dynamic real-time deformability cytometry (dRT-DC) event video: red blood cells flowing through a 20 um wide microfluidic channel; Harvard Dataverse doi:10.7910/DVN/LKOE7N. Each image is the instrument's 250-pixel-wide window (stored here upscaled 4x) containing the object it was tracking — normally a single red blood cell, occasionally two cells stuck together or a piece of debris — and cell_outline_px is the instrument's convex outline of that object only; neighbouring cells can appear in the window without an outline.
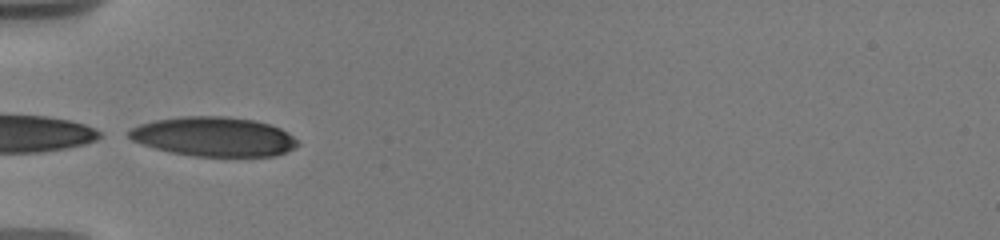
{"species": "human", "species_latin": "Homo sapiens", "temperature_condition": "warm", "stored_images_in_passage": 20, "camera_frame_rate_fps": 3000, "um_per_image_px": 0.085, "donor": {"sex": "male"}, "frame": {"image": 1, "passage_image": 1, "time_ms": 0.0, "image_size_px": [1000, 240], "cell_outline_px": [[300, 144], [296, 148], [276, 156], [192, 156], [172, 152], [140, 144], [132, 140], [128, 136], [128, 132], [132, 128], [140, 124], [156, 120], [180, 116], [228, 116], [256, 120], [272, 124], [288, 132]], "centroid_in_image_um": [18.21, 11.61], "position_along_channel_um": 66.8, "area_um2": 38.96}}
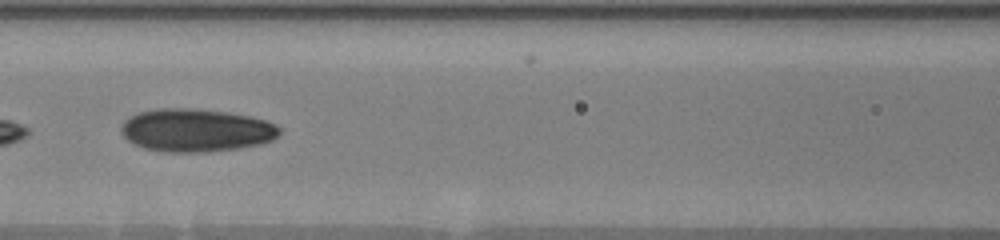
{"frame": {"image": 2, "passage_image": 13, "time_ms": 2.333, "image_size_px": [1000, 240], "cell_outline_px": [[280, 132], [272, 140], [260, 144], [240, 148], [208, 152], [164, 152], [144, 148], [128, 140], [120, 132], [120, 128], [124, 120], [140, 112], [160, 108], [192, 108], [228, 112], [252, 116], [268, 120], [276, 124], [280, 128]], "centroid_in_image_um": [16.69, 11.07], "position_along_channel_um": 149.9, "area_um2": 39.88}}
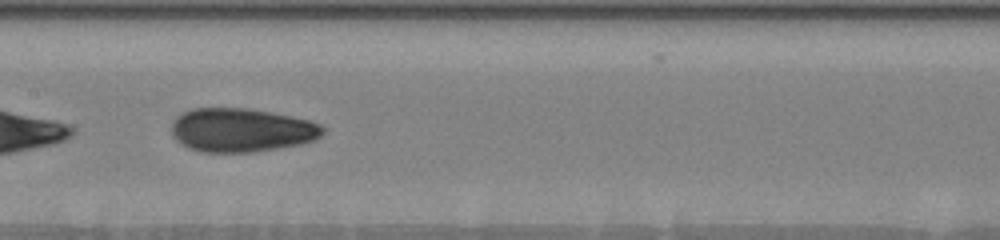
{"frame": {"image": 3, "passage_image": 19, "time_ms": 3.333, "image_size_px": [1000, 240], "cell_outline_px": [[324, 132], [316, 140], [300, 144], [252, 152], [200, 152], [188, 148], [180, 144], [172, 136], [172, 120], [180, 112], [192, 108], [248, 108], [292, 116], [308, 120], [320, 124], [324, 128]], "centroid_in_image_um": [20.47, 11.05], "position_along_channel_um": 186.9, "area_um2": 38.84}}